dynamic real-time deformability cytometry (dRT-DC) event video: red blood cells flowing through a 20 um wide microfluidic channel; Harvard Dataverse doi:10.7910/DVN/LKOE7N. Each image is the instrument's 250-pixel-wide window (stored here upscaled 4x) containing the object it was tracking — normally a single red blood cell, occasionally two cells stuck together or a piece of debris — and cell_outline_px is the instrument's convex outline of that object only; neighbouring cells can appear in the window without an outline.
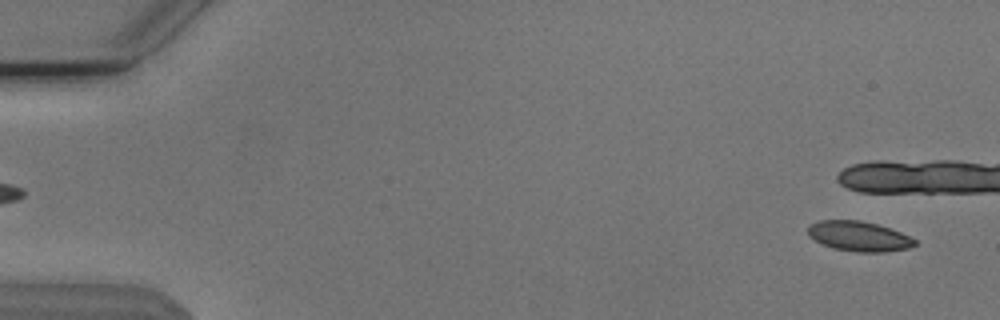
{"species": "Egyptian fruit bat (a non-hibernating species)", "species_latin": "Rousettus aegyptiacus", "temperature_condition": "cold", "stored_images_in_passage": 9, "camera_frame_rate_fps": 3000, "um_per_image_px": 0.085, "animal": {"sex": "male"}, "frame": {"image": 1, "passage_image": 2, "time_ms": 0.333, "image_size_px": [1000, 320], "cell_outline_px": [[916, 244], [908, 248], [884, 252], [856, 252], [832, 248], [808, 236], [808, 224], [820, 220], [860, 220], [876, 224], [900, 232], [916, 240]], "centroid_in_image_um": [72.97, 20.08], "position_along_channel_um": 12.0, "area_um2": 18.55}}